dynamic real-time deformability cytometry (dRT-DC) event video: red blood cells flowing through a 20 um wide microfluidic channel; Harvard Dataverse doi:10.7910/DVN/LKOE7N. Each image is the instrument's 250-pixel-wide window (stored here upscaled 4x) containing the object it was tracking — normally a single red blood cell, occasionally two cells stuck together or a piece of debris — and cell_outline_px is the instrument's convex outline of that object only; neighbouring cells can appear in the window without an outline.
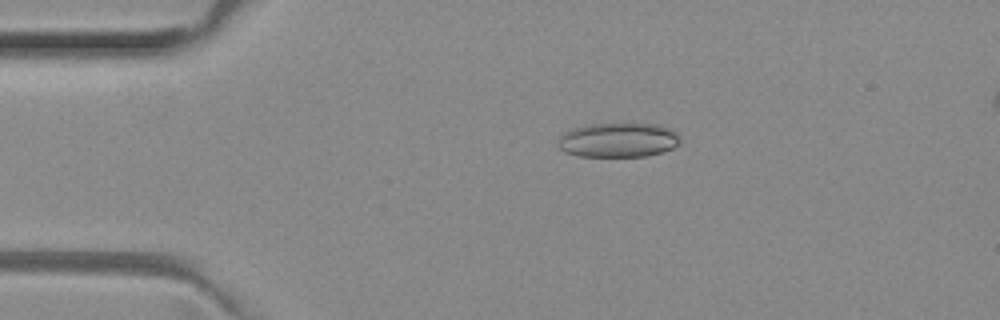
{"species": "common noctule bat (a hibernating species)", "species_latin": "Nyctalus noctula", "temperature_condition": "room temperature", "stored_images_in_passage": 51, "camera_frame_rate_fps": 3000, "um_per_image_px": 0.085, "animal": {"sex": "female", "body_mass_g": 29.2, "forearm_length_mm": 56.3}, "frame": {"image": 1, "passage_image": 10, "time_ms": 3.0, "image_size_px": [1000, 320], "cell_outline_px": [[680, 140], [672, 148], [648, 156], [580, 156], [564, 152], [556, 144], [556, 140], [564, 132], [572, 128], [584, 124], [620, 120], [624, 120], [656, 124], [672, 128], [676, 132]], "centroid_in_image_um": [52.5, 11.83], "position_along_channel_um": 32.5, "area_um2": 25.72}}
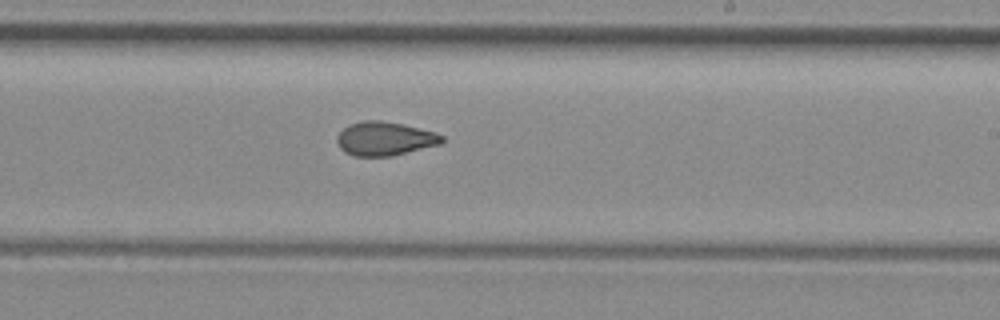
{"frame": {"image": 2, "passage_image": 30, "time_ms": 9.667, "image_size_px": [1000, 320], "cell_outline_px": [[444, 140], [440, 144], [392, 156], [356, 156], [344, 152], [340, 148], [336, 140], [336, 136], [348, 124], [364, 120], [380, 120], [400, 124], [436, 132], [444, 136]], "centroid_in_image_um": [32.68, 11.79], "position_along_channel_um": 256.3, "area_um2": 20.63}}
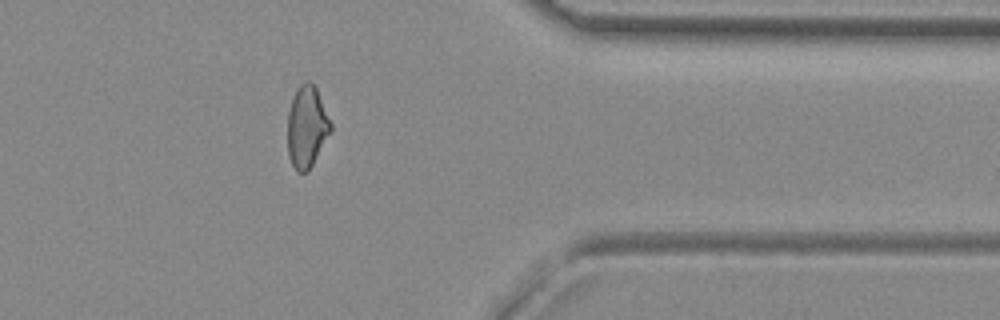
{"frame": {"image": 3, "passage_image": 41, "time_ms": 13.333, "image_size_px": [1000, 320], "cell_outline_px": [[332, 132], [308, 172], [296, 172], [288, 156], [288, 112], [296, 88], [304, 80], [308, 80], [316, 88], [332, 124]], "centroid_in_image_um": [26.09, 10.8], "position_along_channel_um": 385.3, "area_um2": 20.69}, "authors_computed_cell_mechanics": {"area_um2": 21.3282, "velocity_mm_per_s": 3.9998, "shape_relaxation_time_tau1_ms": null, "shape_relaxation_time_tau2_ms": 2.2053, "deformation_change_tau1": null, "deformation_change_tau2": 0.0785}}